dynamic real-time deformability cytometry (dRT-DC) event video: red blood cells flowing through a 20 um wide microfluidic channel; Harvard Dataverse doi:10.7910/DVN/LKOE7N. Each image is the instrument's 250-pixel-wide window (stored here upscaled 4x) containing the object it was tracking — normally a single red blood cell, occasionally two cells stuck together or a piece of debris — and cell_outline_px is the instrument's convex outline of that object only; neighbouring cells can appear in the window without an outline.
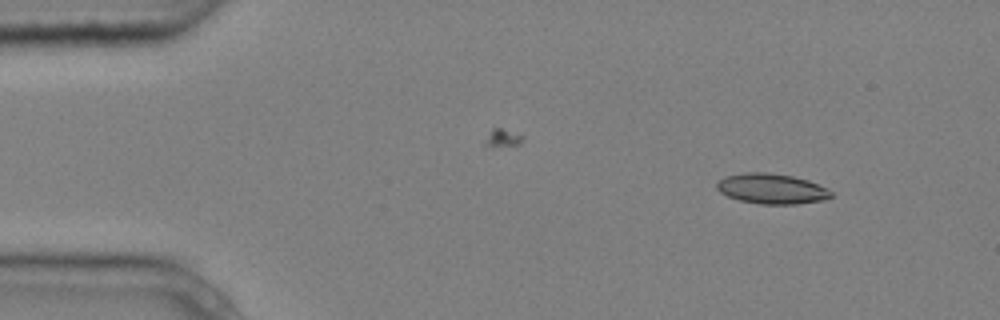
{"species": "common noctule bat (a hibernating species)", "species_latin": "Nyctalus noctula", "temperature_condition": "cold", "stored_images_in_passage": 3, "camera_frame_rate_fps": 3000, "um_per_image_px": 0.085, "animal": {"sex": "male", "body_mass_g": 20.4}, "frame": {"image": 1, "passage_image": 3, "time_ms": 0.667, "image_size_px": [1000, 320], "cell_outline_px": [[832, 196], [824, 200], [796, 204], [760, 204], [740, 200], [728, 196], [720, 192], [716, 188], [716, 184], [724, 176], [744, 172], [768, 172], [792, 176], [808, 180], [828, 188], [832, 192]], "centroid_in_image_um": [65.6, 16.03], "position_along_channel_um": 19.4, "area_um2": 20.23}}